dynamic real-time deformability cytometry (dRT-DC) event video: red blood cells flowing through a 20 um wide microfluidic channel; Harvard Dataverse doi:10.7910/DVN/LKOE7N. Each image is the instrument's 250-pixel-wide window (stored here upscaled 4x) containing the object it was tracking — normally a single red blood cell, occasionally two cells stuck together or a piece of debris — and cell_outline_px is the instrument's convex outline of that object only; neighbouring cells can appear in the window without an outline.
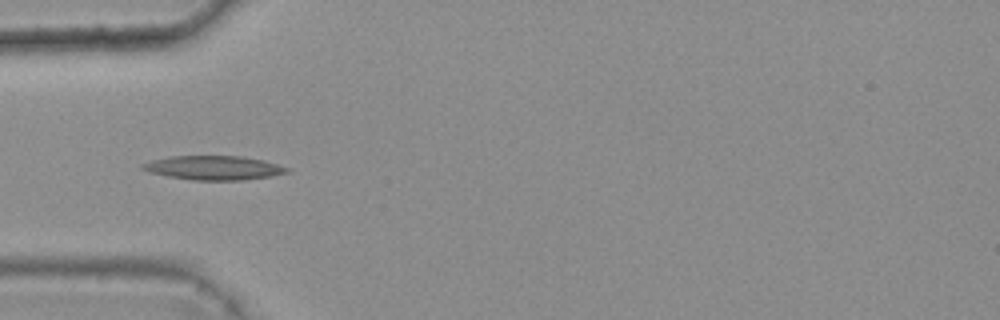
{"species": "common noctule bat (a hibernating species)", "species_latin": "Nyctalus noctula", "temperature_condition": "warm", "stored_images_in_passage": 5, "camera_frame_rate_fps": 3000, "um_per_image_px": 0.085, "animal": {"sex": "female", "body_mass_g": 25.1}, "frame": {"image": 1, "passage_image": 3, "time_ms": 0.667, "image_size_px": [1000, 320], "cell_outline_px": [[292, 172], [272, 176], [244, 180], [192, 180], [168, 176], [148, 172], [140, 168], [140, 164], [152, 160], [172, 156], [240, 156], [264, 160], [288, 168]], "centroid_in_image_um": [18.16, 14.27], "position_along_channel_um": 66.8, "area_um2": 20.35}}
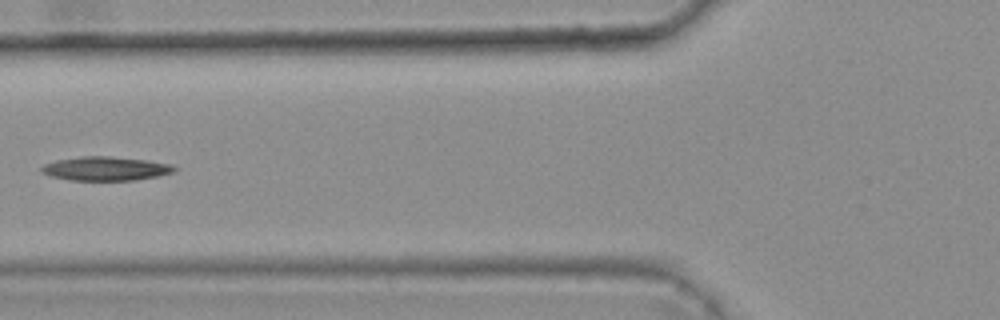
{"frame": {"image": 2, "passage_image": 4, "time_ms": 1.0, "image_size_px": [1000, 320], "cell_outline_px": [[176, 168], [172, 172], [156, 176], [136, 180], [68, 180], [52, 176], [40, 172], [40, 168], [44, 164], [56, 160], [80, 156], [112, 156], [148, 160], [172, 164]], "centroid_in_image_um": [8.95, 14.32], "position_along_channel_um": 116.9, "area_um2": 18.55}}
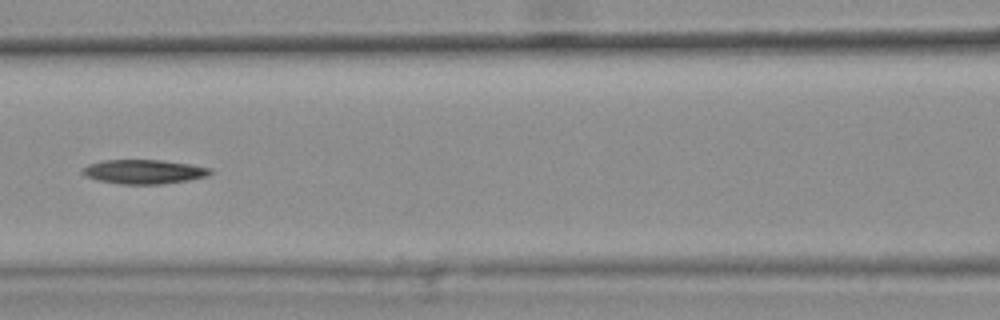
{"frame": {"image": 3, "passage_image": 5, "time_ms": 1.333, "image_size_px": [1000, 320], "cell_outline_px": [[212, 172], [208, 176], [188, 180], [160, 184], [120, 184], [96, 180], [84, 176], [80, 172], [80, 168], [88, 164], [104, 160], [160, 160], [192, 164], [212, 168]], "centroid_in_image_um": [12.19, 14.59], "position_along_channel_um": 154.4, "area_um2": 18.26}}